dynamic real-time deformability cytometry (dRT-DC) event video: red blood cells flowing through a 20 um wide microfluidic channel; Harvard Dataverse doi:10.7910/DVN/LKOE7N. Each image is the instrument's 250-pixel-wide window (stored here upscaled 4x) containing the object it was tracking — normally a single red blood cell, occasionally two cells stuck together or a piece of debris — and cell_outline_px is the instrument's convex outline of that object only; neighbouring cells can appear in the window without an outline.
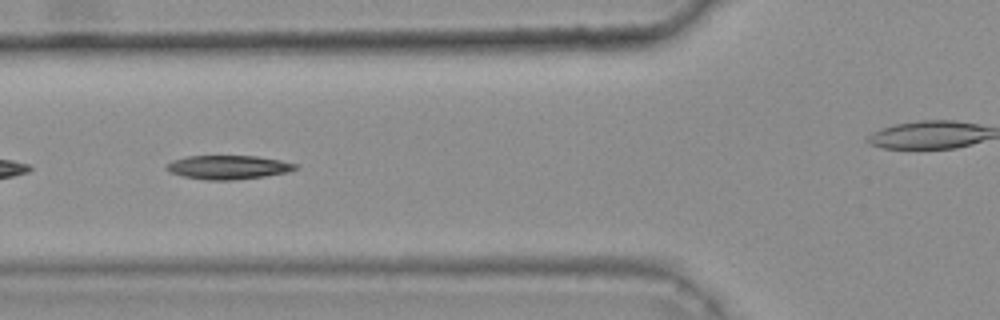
{"species": "common noctule bat (a hibernating species)", "species_latin": "Nyctalus noctula", "temperature_condition": "warm", "stored_images_in_passage": 30, "camera_frame_rate_fps": 3000, "um_per_image_px": 0.085, "animal": {"sex": "female", "body_mass_g": 25.1}, "frame": {"image": 1, "passage_image": 5, "time_ms": 1.333, "image_size_px": [1000, 320], "cell_outline_px": [[300, 168], [288, 172], [264, 176], [232, 180], [204, 180], [184, 176], [168, 172], [164, 168], [172, 160], [188, 156], [256, 156], [280, 160], [296, 164]], "centroid_in_image_um": [19.39, 14.22], "position_along_channel_um": 106.4, "area_um2": 17.92}, "authors_computed_cell_mechanics": {"area_um2": 18.0625, "velocity_mm_per_s": 3.7842, "shape_relaxation_time_tau1_ms": 7.3759, "shape_relaxation_time_tau2_ms": 4.3193, "deformation_change_tau1": 0.2042, "deformation_change_tau2": 0.109}}